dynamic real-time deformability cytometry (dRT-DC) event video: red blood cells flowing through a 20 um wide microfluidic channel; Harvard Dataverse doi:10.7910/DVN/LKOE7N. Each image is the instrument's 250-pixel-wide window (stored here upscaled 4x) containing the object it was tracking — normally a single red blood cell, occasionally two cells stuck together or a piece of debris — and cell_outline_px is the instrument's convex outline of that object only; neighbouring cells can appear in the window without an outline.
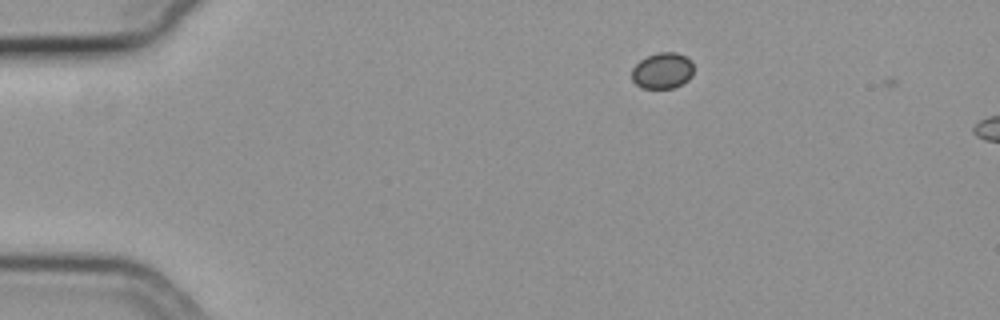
{"species": "common noctule bat (a hibernating species)", "species_latin": "Nyctalus noctula", "temperature_condition": "cold", "stored_images_in_passage": 43, "camera_frame_rate_fps": 3000, "um_per_image_px": 0.085, "animal": {"sex": "female", "body_mass_g": 19.3, "forearm_length_mm": 54.1}, "frame": {"image": 1, "passage_image": 1, "time_ms": 0.0, "image_size_px": [1000, 320], "cell_outline_px": [[692, 72], [684, 80], [668, 88], [648, 88], [640, 84], [636, 80], [636, 68], [644, 60], [652, 56], [680, 56], [688, 60], [692, 64]], "centroid_in_image_um": [56.36, 6.07], "position_along_channel_um": 28.6, "area_um2": 10.64}}
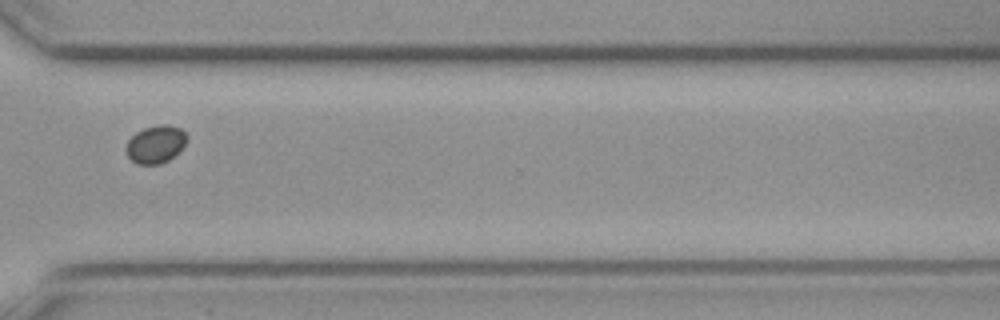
{"frame": {"image": 2, "passage_image": 33, "time_ms": 10.667, "image_size_px": [1000, 320], "cell_outline_px": [[184, 140], [180, 148], [176, 152], [164, 160], [136, 160], [128, 152], [128, 148], [132, 140], [136, 136], [152, 128], [172, 128], [180, 132], [184, 136]], "centroid_in_image_um": [13.26, 12.26], "position_along_channel_um": 357.3, "area_um2": 10.12}}
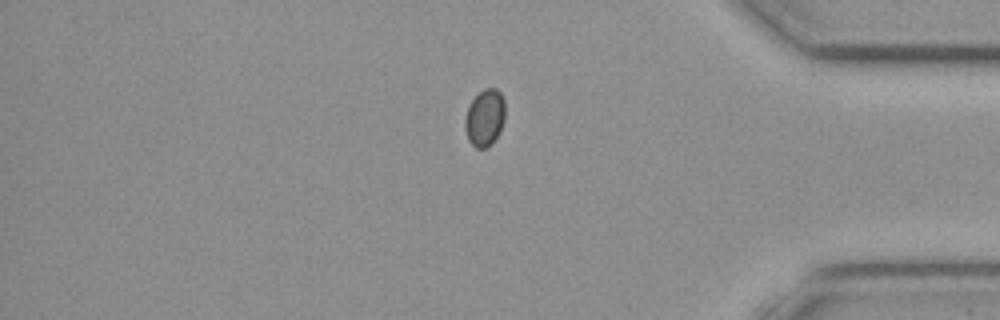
{"frame": {"image": 3, "passage_image": 38, "time_ms": 12.333, "image_size_px": [1000, 320], "cell_outline_px": [[500, 124], [492, 140], [488, 144], [476, 144], [472, 140], [468, 132], [468, 112], [476, 96], [484, 92], [496, 92], [500, 96]], "centroid_in_image_um": [41.17, 10.0], "position_along_channel_um": 394.0, "area_um2": 10.12}}